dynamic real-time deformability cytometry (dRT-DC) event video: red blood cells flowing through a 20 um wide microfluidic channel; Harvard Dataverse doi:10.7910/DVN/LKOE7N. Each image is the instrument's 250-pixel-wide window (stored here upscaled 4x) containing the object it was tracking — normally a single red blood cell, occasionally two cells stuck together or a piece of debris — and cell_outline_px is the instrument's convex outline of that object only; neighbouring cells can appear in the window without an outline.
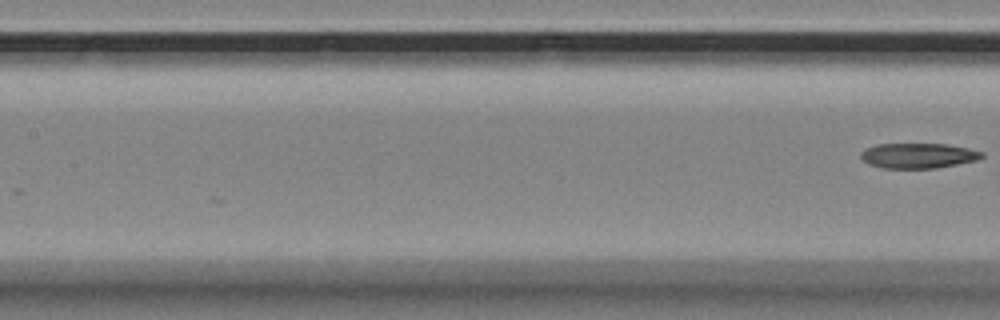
{"species": "Egyptian fruit bat (a non-hibernating species)", "species_latin": "Rousettus aegyptiacus", "temperature_condition": "room temperature", "stored_images_in_passage": 9, "segment_of_instrument_passage": [2, 2], "camera_frame_rate_fps": 3000, "um_per_image_px": 0.085, "animal": {"sex": "female"}, "frame": {"image": 1, "passage_image": 9, "time_ms": 2.667, "image_size_px": [1000, 320], "cell_outline_px": [[984, 156], [976, 160], [936, 168], [884, 168], [868, 164], [860, 156], [860, 152], [864, 148], [876, 144], [944, 144], [968, 148], [984, 152]], "centroid_in_image_um": [78.02, 13.22], "position_along_channel_um": 129.4, "area_um2": 17.69}}